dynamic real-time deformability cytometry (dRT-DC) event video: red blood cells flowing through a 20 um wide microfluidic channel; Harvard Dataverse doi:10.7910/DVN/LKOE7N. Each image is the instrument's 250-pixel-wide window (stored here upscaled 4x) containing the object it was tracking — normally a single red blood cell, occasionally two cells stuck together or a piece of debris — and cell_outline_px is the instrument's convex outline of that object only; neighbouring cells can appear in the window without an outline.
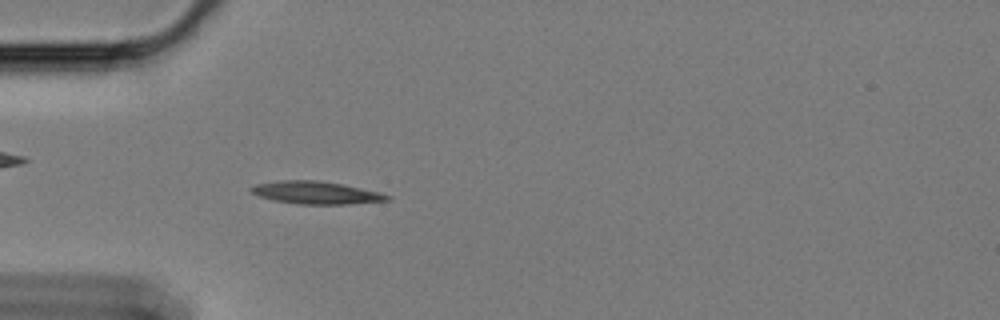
{"species": "Egyptian fruit bat (a non-hibernating species)", "species_latin": "Rousettus aegyptiacus", "temperature_condition": "cold", "stored_images_in_passage": 58, "camera_frame_rate_fps": 3000, "um_per_image_px": 0.085, "animal": {"sex": "female"}, "frame": {"image": 1, "passage_image": 17, "time_ms": 5.333, "image_size_px": [1000, 320], "cell_outline_px": [[392, 200], [348, 204], [296, 204], [272, 200], [260, 196], [252, 192], [248, 188], [256, 184], [280, 180], [316, 180], [340, 184], [380, 192], [392, 196]], "centroid_in_image_um": [26.87, 16.38], "position_along_channel_um": 58.1, "area_um2": 17.92}}
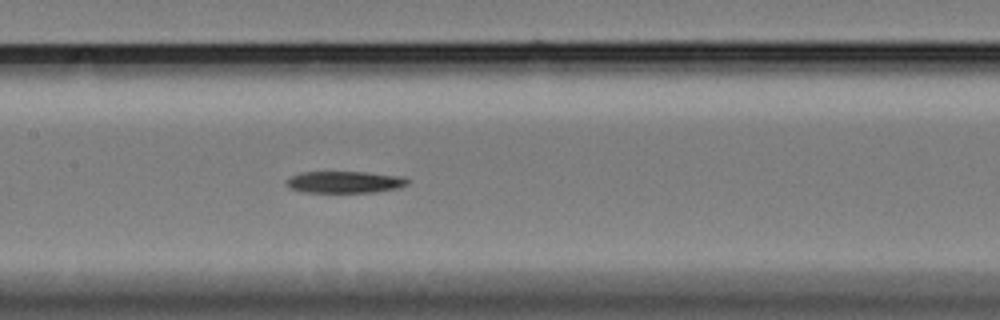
{"frame": {"image": 2, "passage_image": 28, "time_ms": 9.0, "image_size_px": [1000, 320], "cell_outline_px": [[408, 184], [400, 188], [376, 192], [304, 192], [292, 188], [288, 184], [288, 180], [292, 176], [304, 172], [368, 172], [404, 176], [408, 180]], "centroid_in_image_um": [29.42, 15.47], "position_along_channel_um": 178.0, "area_um2": 15.26}}
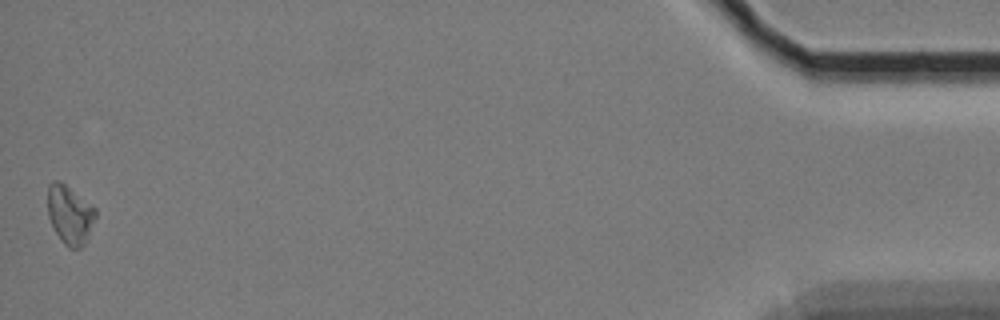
{"frame": {"image": 3, "passage_image": 58, "time_ms": 19.0, "image_size_px": [1000, 320], "cell_outline_px": [[96, 216], [88, 236], [84, 244], [80, 248], [68, 248], [64, 244], [56, 232], [48, 216], [48, 184], [52, 180], [60, 180], [96, 208]], "centroid_in_image_um": [5.93, 18.22], "position_along_channel_um": 429.3, "area_um2": 16.3}}